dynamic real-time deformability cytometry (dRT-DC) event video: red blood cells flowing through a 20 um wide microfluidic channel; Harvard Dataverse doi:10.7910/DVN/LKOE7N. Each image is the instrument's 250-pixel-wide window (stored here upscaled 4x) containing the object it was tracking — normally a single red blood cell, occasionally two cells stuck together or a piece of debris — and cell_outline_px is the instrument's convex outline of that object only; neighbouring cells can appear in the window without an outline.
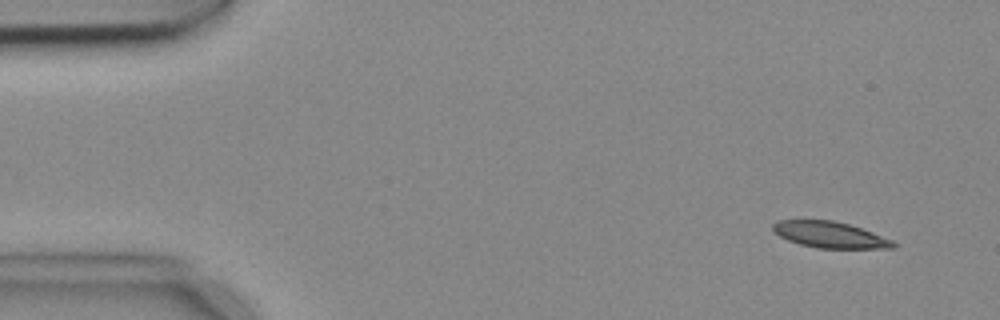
{"species": "common noctule bat (a hibernating species)", "species_latin": "Nyctalus noctula", "temperature_condition": "cold", "stored_images_in_passage": 4, "camera_frame_rate_fps": 3000, "um_per_image_px": 0.085, "animal": {"sex": "female", "body_mass_g": 18.4}, "frame": {"image": 1, "passage_image": 1, "time_ms": 0.0, "image_size_px": [1000, 320], "cell_outline_px": [[896, 248], [816, 248], [800, 244], [788, 240], [780, 236], [772, 228], [772, 224], [776, 220], [832, 220], [848, 224], [872, 232], [892, 240], [896, 244]], "centroid_in_image_um": [70.53, 19.95], "position_along_channel_um": 14.5, "area_um2": 18.21}}